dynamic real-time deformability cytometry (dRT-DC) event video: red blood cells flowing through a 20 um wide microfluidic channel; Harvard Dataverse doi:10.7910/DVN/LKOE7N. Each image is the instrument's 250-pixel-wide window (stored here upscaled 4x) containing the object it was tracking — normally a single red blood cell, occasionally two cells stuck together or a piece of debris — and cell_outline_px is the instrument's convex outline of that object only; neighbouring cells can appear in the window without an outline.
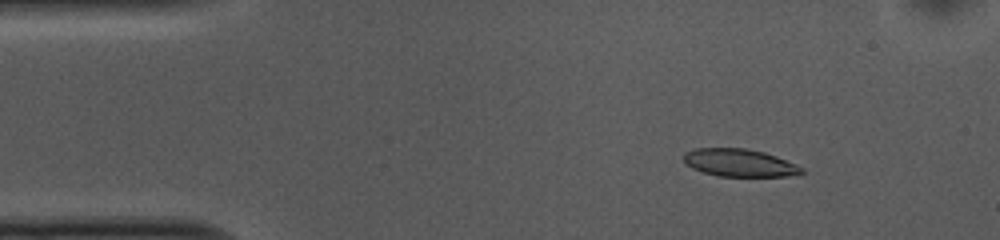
{"species": "common noctule bat (a hibernating species)", "species_latin": "Nyctalus noctula", "temperature_condition": "cold", "stored_images_in_passage": 53, "camera_frame_rate_fps": 3000, "um_per_image_px": 0.085, "animal": {"sex": "female", "body_mass_g": 10.0, "forearm_length_mm": 53.1}, "frame": {"image": 1, "passage_image": 7, "time_ms": 2.0, "image_size_px": [1000, 240], "cell_outline_px": [[804, 172], [784, 176], [716, 176], [692, 168], [684, 160], [684, 152], [696, 148], [744, 148], [764, 152], [776, 156], [796, 164], [804, 168]], "centroid_in_image_um": [62.85, 13.83], "position_along_channel_um": 22.2, "area_um2": 18.84}}
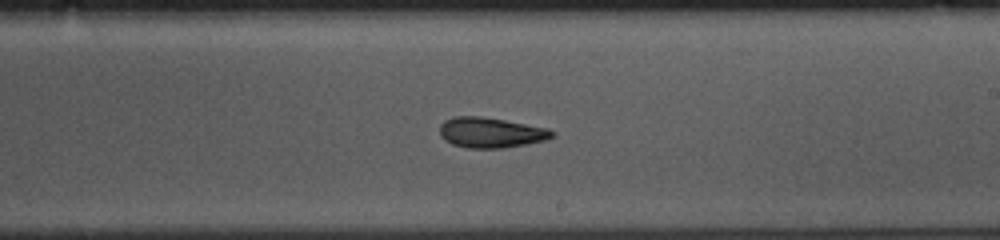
{"frame": {"image": 2, "passage_image": 30, "time_ms": 9.667, "image_size_px": [1000, 240], "cell_outline_px": [[556, 136], [544, 140], [504, 148], [468, 148], [452, 144], [444, 140], [440, 136], [440, 124], [444, 120], [456, 116], [480, 116], [504, 120], [548, 128], [556, 132]], "centroid_in_image_um": [41.71, 11.27], "position_along_channel_um": 247.3, "area_um2": 19.88}}
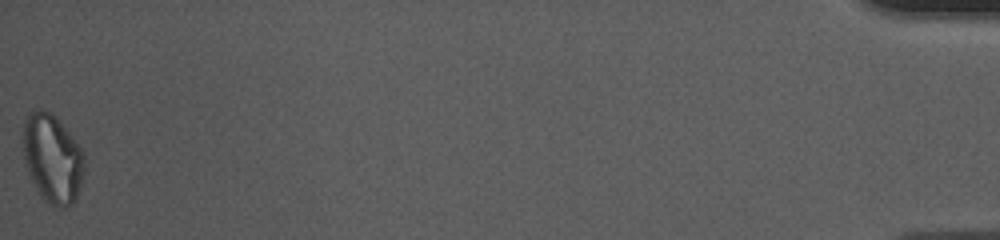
{"frame": {"image": 3, "passage_image": 53, "time_ms": 17.333, "image_size_px": [1000, 240], "cell_outline_px": [[84, 168], [76, 200], [72, 204], [64, 208], [56, 208], [44, 200], [40, 196], [28, 172], [24, 160], [24, 120], [28, 112], [32, 108], [40, 108], [52, 112], [72, 136], [84, 152]], "centroid_in_image_um": [4.45, 13.45], "position_along_channel_um": 430.7, "area_um2": 31.85}, "authors_computed_cell_mechanics": {"area_um2": 19.9988, "velocity_mm_per_s": 3.7329, "shape_relaxation_time_tau1_ms": null, "shape_relaxation_time_tau2_ms": 5.2413, "deformation_change_tau1": null, "deformation_change_tau2": 0.1283}}